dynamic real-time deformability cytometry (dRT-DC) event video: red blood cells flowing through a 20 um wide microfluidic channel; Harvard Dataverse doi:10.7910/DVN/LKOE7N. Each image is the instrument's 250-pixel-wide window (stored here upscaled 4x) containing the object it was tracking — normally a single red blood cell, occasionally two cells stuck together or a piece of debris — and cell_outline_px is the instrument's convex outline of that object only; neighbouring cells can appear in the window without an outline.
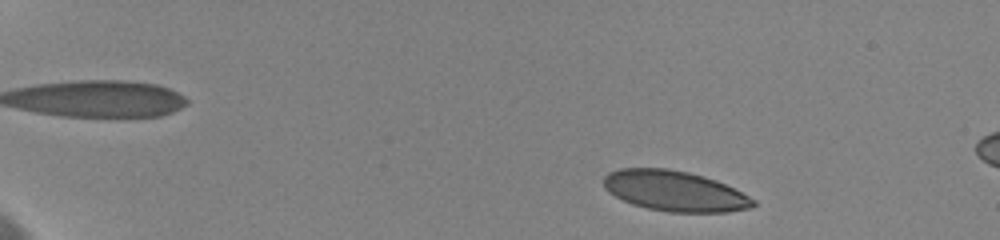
{"species": "human", "species_latin": "Homo sapiens", "temperature_condition": "cold", "stored_images_in_passage": 11, "camera_frame_rate_fps": 3000, "um_per_image_px": 0.085, "donor": {"sex": "female"}, "frame": {"image": 1, "passage_image": 2, "time_ms": 0.667, "image_size_px": [1000, 240], "cell_outline_px": [[756, 204], [752, 208], [728, 212], [668, 212], [648, 208], [632, 204], [608, 192], [604, 188], [604, 176], [608, 172], [620, 168], [668, 168], [688, 172], [704, 176], [716, 180], [756, 200]], "centroid_in_image_um": [57.34, 16.23], "position_along_channel_um": 27.7, "area_um2": 35.2}}